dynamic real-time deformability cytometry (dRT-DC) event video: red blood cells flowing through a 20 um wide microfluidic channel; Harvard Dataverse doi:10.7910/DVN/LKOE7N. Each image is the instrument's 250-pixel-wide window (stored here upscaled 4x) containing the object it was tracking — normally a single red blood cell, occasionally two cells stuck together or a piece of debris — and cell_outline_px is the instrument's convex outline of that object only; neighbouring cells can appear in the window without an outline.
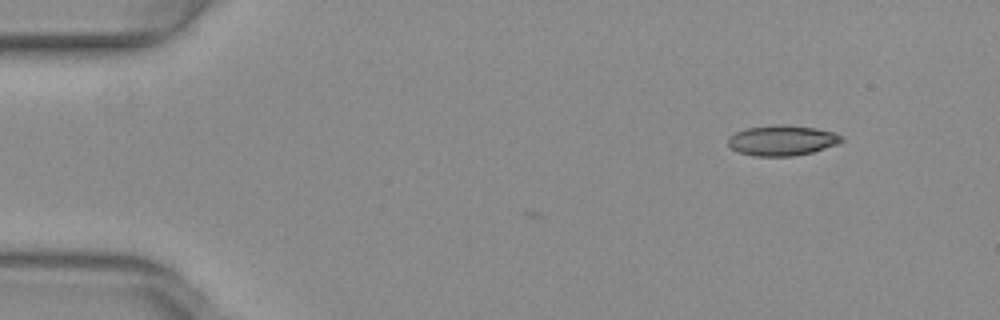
{"species": "common noctule bat (a hibernating species)", "species_latin": "Nyctalus noctula", "temperature_condition": "warm", "stored_images_in_passage": 2, "camera_frame_rate_fps": 3000, "um_per_image_px": 0.085, "animal": {"sex": "female", "body_mass_g": 29.2, "forearm_length_mm": 56.3}, "frame": {"image": 1, "passage_image": 2, "time_ms": 0.333, "image_size_px": [1000, 320], "cell_outline_px": [[844, 140], [840, 144], [812, 152], [792, 156], [752, 156], [740, 152], [732, 148], [728, 144], [728, 136], [744, 128], [772, 124], [784, 124], [816, 128], [836, 132], [844, 136]], "centroid_in_image_um": [66.51, 11.92], "position_along_channel_um": 18.5, "area_um2": 20.46}}